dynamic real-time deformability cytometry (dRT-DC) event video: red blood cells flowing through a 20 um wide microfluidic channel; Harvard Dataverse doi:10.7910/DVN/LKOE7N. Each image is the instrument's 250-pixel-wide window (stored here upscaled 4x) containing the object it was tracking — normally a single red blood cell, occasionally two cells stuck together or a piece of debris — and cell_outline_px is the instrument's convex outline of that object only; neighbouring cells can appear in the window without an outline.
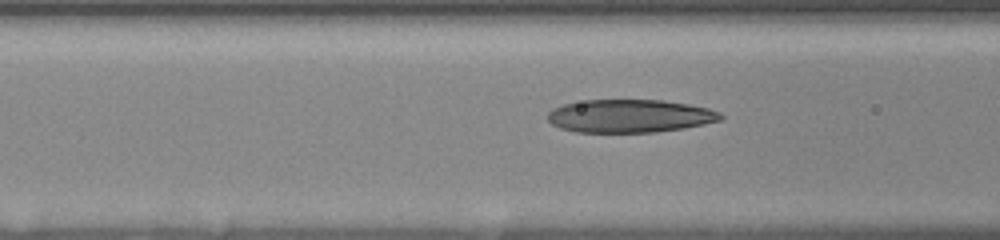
{"species": "human", "species_latin": "Homo sapiens", "temperature_condition": "room temperature", "stored_images_in_passage": 24, "camera_frame_rate_fps": 3000, "um_per_image_px": 0.085, "donor": {"sex": "female"}, "frame": {"image": 1, "passage_image": 22, "time_ms": 4.667, "image_size_px": [1000, 240], "cell_outline_px": [[724, 116], [720, 120], [704, 124], [684, 128], [656, 132], [576, 132], [560, 128], [552, 124], [548, 120], [548, 112], [552, 108], [564, 104], [584, 100], [664, 100], [688, 104], [708, 108], [720, 112]], "centroid_in_image_um": [53.53, 9.86], "position_along_channel_um": 113.1, "area_um2": 33.41}}